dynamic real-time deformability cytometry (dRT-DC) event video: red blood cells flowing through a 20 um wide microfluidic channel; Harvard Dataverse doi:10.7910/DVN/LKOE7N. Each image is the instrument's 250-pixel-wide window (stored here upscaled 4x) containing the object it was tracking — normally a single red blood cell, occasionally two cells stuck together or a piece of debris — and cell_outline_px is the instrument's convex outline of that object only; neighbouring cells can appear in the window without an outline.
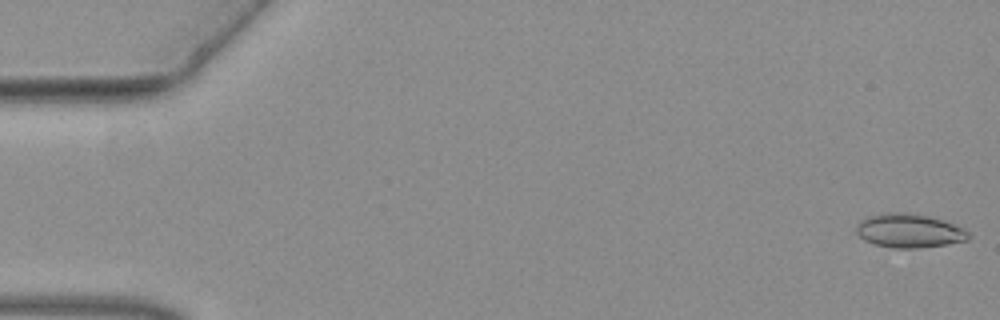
{"species": "common noctule bat (a hibernating species)", "species_latin": "Nyctalus noctula", "temperature_condition": "warm", "stored_images_in_passage": 17, "camera_frame_rate_fps": 3000, "um_per_image_px": 0.085, "animal": {"sex": "female", "body_mass_g": 19.3, "forearm_length_mm": 54.1}, "frame": {"image": 1, "passage_image": 1, "time_ms": 0.0, "image_size_px": [1000, 320], "cell_outline_px": [[972, 236], [968, 240], [948, 244], [916, 248], [892, 248], [872, 244], [864, 240], [856, 232], [856, 228], [860, 220], [872, 216], [888, 212], [896, 212], [928, 216], [944, 220], [964, 228]], "centroid_in_image_um": [77.3, 19.63], "position_along_channel_um": 7.7, "area_um2": 22.08}}
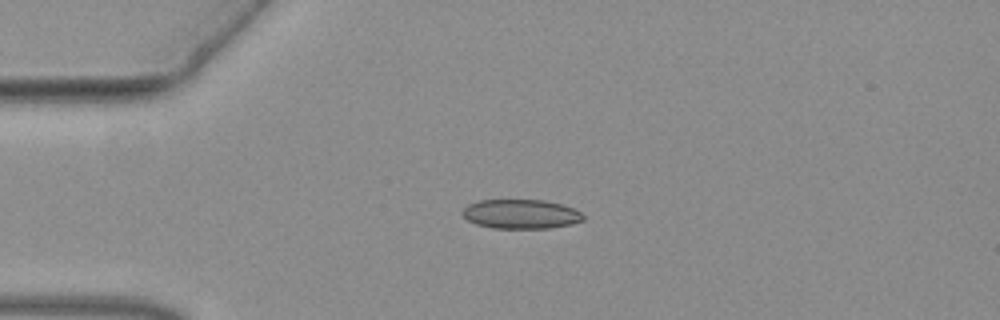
{"frame": {"image": 2, "passage_image": 13, "time_ms": 4.0, "image_size_px": [1000, 320], "cell_outline_px": [[584, 220], [572, 224], [548, 228], [492, 228], [476, 224], [468, 220], [460, 212], [468, 204], [480, 200], [544, 200], [560, 204], [572, 208], [580, 212], [584, 216]], "centroid_in_image_um": [44.26, 18.19], "position_along_channel_um": 40.7, "area_um2": 20.58}}